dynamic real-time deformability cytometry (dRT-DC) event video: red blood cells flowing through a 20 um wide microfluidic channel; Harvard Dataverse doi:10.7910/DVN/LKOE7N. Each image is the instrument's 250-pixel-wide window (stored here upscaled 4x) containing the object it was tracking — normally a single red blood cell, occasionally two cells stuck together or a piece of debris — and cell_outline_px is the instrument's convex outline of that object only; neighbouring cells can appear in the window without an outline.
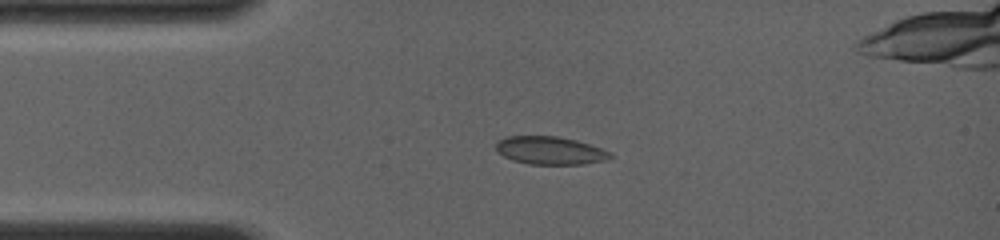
{"species": "common noctule bat (a hibernating species)", "species_latin": "Nyctalus noctula", "temperature_condition": "room temperature", "stored_images_in_passage": 53, "camera_frame_rate_fps": 4000, "um_per_image_px": 0.085, "animal": {"sex": "female", "body_mass_g": 19.0, "forearm_length_mm": 56.7}, "frame": {"image": 1, "passage_image": 3, "time_ms": 0.5, "image_size_px": [1000, 240], "cell_outline_px": [[612, 156], [608, 160], [584, 164], [528, 164], [512, 160], [496, 152], [496, 144], [500, 140], [508, 136], [556, 136], [576, 140], [612, 152]], "centroid_in_image_um": [46.76, 12.8], "position_along_channel_um": 38.2, "area_um2": 18.61}}
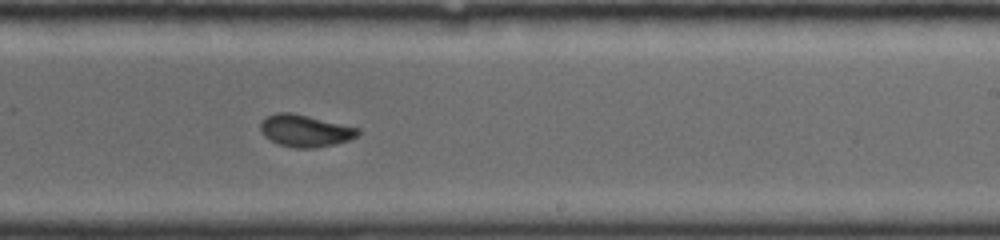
{"frame": {"image": 2, "passage_image": 30, "time_ms": 6.5, "image_size_px": [1000, 240], "cell_outline_px": [[360, 132], [356, 136], [348, 140], [316, 148], [296, 148], [276, 144], [264, 136], [260, 132], [260, 124], [268, 116], [276, 112], [292, 112], [360, 128]], "centroid_in_image_um": [25.91, 11.11], "position_along_channel_um": 263.1, "area_um2": 18.21}}
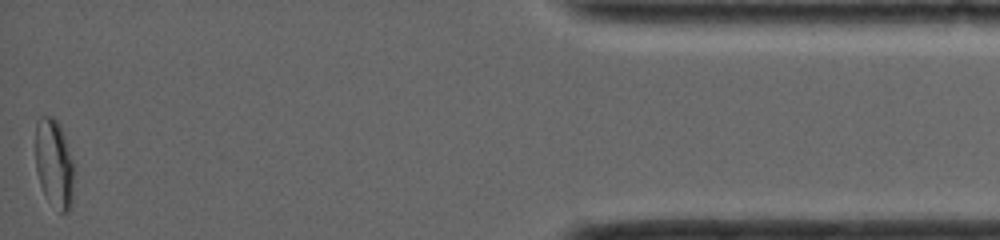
{"frame": {"image": 3, "passage_image": 53, "time_ms": 12.25, "image_size_px": [1000, 240], "cell_outline_px": [[72, 208], [68, 212], [60, 212], [44, 196], [36, 172], [36, 120], [40, 116], [52, 116], [60, 124], [72, 160]], "centroid_in_image_um": [4.58, 13.9], "position_along_channel_um": 430.6, "area_um2": 19.83}, "authors_computed_cell_mechanics": {"area_um2": 18.7272, "velocity_mm_per_s": 4.1107, "shape_relaxation_time_tau1_ms": 7.9442, "shape_relaxation_time_tau2_ms": null, "deformation_change_tau1": 0.1885, "deformation_change_tau2": null}}